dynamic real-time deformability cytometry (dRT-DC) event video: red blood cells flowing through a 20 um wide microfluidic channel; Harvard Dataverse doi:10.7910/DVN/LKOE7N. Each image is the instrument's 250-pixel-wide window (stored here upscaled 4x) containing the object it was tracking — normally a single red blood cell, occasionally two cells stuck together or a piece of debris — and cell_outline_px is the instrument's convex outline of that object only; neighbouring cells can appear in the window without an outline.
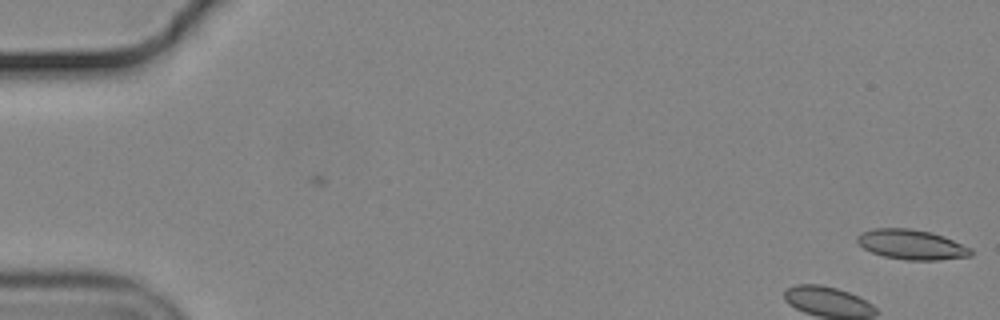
{"species": "common noctule bat (a hibernating species)", "species_latin": "Nyctalus noctula", "temperature_condition": "cold", "stored_images_in_passage": 2, "camera_frame_rate_fps": 3000, "um_per_image_px": 0.085, "animal": {"sex": "male", "body_mass_g": 19.2, "forearm_length_mm": 51.8}, "frame": {"image": 1, "passage_image": 2, "time_ms": 0.333, "image_size_px": [1000, 320], "cell_outline_px": [[972, 256], [940, 260], [908, 260], [884, 256], [872, 252], [864, 248], [856, 240], [856, 236], [860, 232], [872, 228], [912, 228], [932, 232], [944, 236], [972, 248]], "centroid_in_image_um": [77.49, 20.77], "position_along_channel_um": 7.5, "area_um2": 20.0}}